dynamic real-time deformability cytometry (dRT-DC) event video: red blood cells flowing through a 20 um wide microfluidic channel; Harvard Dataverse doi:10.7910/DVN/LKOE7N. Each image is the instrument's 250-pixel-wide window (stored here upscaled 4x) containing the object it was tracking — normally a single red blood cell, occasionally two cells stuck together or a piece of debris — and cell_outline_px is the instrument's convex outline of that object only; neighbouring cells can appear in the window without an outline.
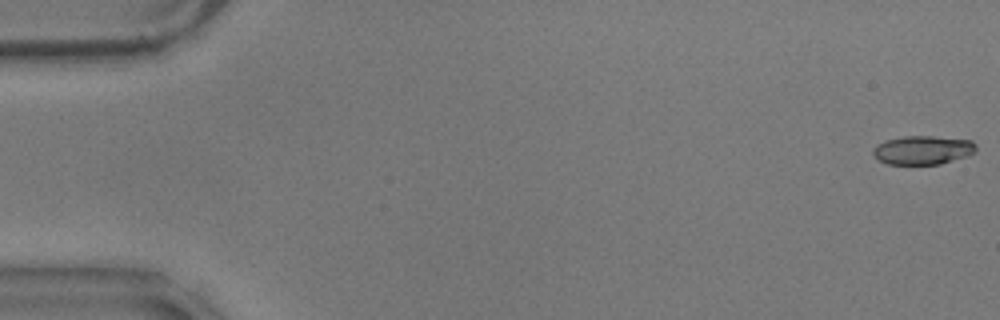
{"species": "common noctule bat (a hibernating species)", "species_latin": "Nyctalus noctula", "temperature_condition": "warm", "stored_images_in_passage": 58, "camera_frame_rate_fps": 3000, "um_per_image_px": 0.085, "animal": {"sex": "male", "body_mass_g": 17.9}, "frame": {"image": 1, "passage_image": 1, "time_ms": 0.0, "image_size_px": [1000, 320], "cell_outline_px": [[976, 152], [968, 156], [940, 164], [888, 164], [880, 160], [872, 152], [872, 148], [876, 144], [888, 140], [904, 136], [932, 136], [972, 140], [976, 144]], "centroid_in_image_um": [78.47, 12.75], "position_along_channel_um": 6.5, "area_um2": 17.28}}
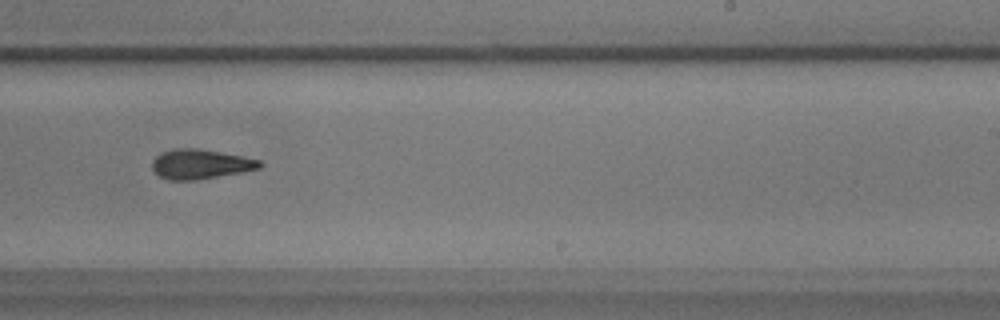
{"frame": {"image": 2, "passage_image": 36, "time_ms": 11.667, "image_size_px": [1000, 320], "cell_outline_px": [[264, 164], [260, 168], [244, 172], [196, 180], [168, 180], [160, 176], [152, 168], [152, 160], [160, 152], [172, 148], [196, 148], [244, 156], [260, 160]], "centroid_in_image_um": [17.04, 13.94], "position_along_channel_um": 272.0, "area_um2": 18.79}}
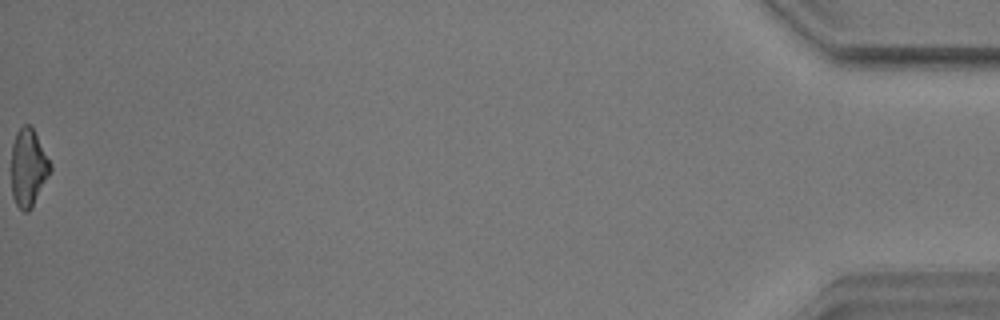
{"frame": {"image": 3, "passage_image": 58, "time_ms": 19.0, "image_size_px": [1000, 320], "cell_outline_px": [[52, 172], [32, 208], [28, 212], [24, 212], [16, 204], [12, 196], [12, 144], [16, 132], [24, 124], [28, 124], [32, 128], [52, 164]], "centroid_in_image_um": [2.43, 14.29], "position_along_channel_um": 432.8, "area_um2": 17.74}, "authors_computed_cell_mechanics": {"area_um2": 18.3804, "velocity_mm_per_s": 3.5471, "shape_relaxation_time_tau1_ms": 4.0139, "shape_relaxation_time_tau2_ms": 5.96, "deformation_change_tau1": 0.141, "deformation_change_tau2": 0.1579}}